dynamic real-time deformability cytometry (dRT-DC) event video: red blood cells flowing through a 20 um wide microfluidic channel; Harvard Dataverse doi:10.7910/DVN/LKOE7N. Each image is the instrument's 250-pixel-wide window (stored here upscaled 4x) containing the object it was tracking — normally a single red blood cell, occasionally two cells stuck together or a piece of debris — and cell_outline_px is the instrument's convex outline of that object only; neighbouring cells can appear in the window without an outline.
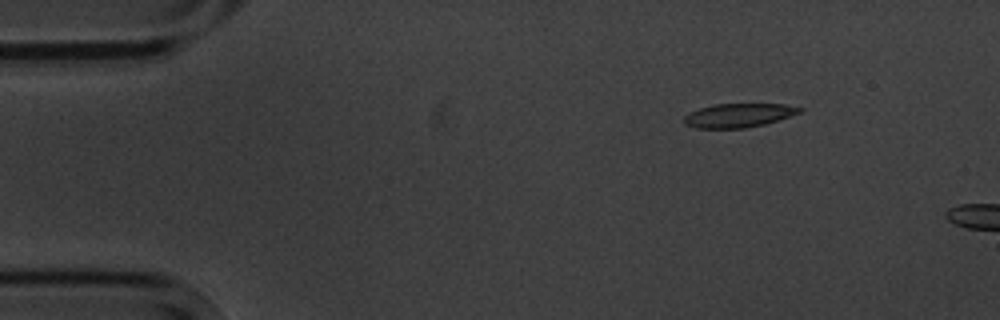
{"species": "common noctule bat (a hibernating species)", "species_latin": "Nyctalus noctula", "temperature_condition": "cold", "stored_images_in_passage": 3, "camera_frame_rate_fps": 3000, "um_per_image_px": 0.085, "animal": {"sex": "male", "body_mass_g": 20.1, "forearm_length_mm": 53.5}, "frame": {"image": 1, "passage_image": 2, "time_ms": 1.0, "image_size_px": [1000, 320], "cell_outline_px": [[804, 112], [764, 124], [744, 128], [696, 128], [684, 124], [684, 116], [700, 108], [712, 104], [784, 104], [804, 108]], "centroid_in_image_um": [62.81, 9.8], "position_along_channel_um": 22.2, "area_um2": 16.07}}